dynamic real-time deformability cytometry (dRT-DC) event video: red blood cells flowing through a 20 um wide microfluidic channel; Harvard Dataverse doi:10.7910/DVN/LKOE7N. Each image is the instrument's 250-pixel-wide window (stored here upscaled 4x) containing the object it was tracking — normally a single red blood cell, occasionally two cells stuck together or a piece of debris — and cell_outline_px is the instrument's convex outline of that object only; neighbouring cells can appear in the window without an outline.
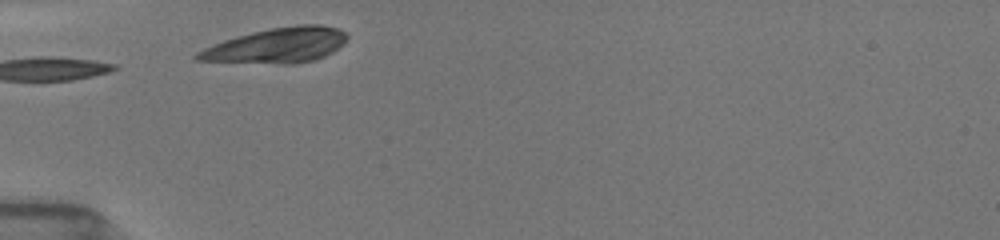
{"species": "common noctule bat (a hibernating species)", "species_latin": "Nyctalus noctula", "temperature_condition": "room temperature", "stored_images_in_passage": 5, "camera_frame_rate_fps": 3000, "um_per_image_px": 0.085, "animal": {"sex": "female", "body_mass_g": 19.5, "forearm_length_mm": 54.1}, "frame": {"image": 1, "passage_image": 1, "time_ms": 0.0, "image_size_px": [1000, 240], "cell_outline_px": [[348, 40], [344, 44], [332, 52], [324, 56], [312, 60], [296, 64], [280, 64], [192, 60], [192, 56], [196, 52], [204, 48], [224, 40], [236, 36], [252, 32], [272, 28], [296, 24], [320, 24], [336, 28], [348, 32]], "centroid_in_image_um": [23.55, 3.86], "position_along_channel_um": 61.4, "area_um2": 30.87}}